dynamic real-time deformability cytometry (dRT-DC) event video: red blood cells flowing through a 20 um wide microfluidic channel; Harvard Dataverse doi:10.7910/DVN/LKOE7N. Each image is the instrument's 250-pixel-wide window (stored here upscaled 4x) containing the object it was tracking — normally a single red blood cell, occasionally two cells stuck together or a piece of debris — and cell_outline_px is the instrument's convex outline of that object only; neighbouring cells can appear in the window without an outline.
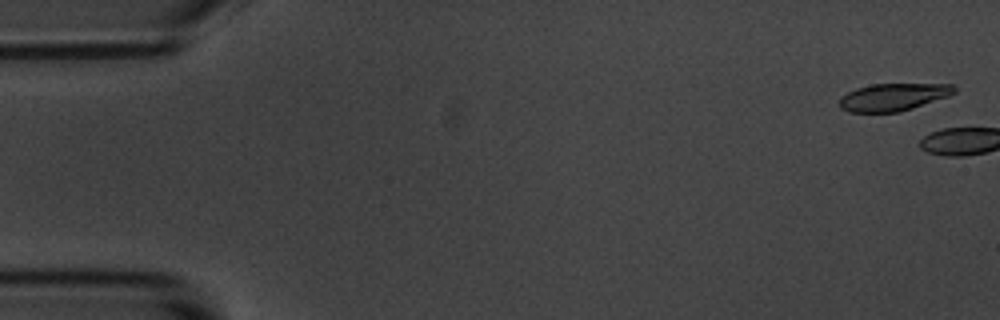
{"species": "common noctule bat (a hibernating species)", "species_latin": "Nyctalus noctula", "temperature_condition": "room temperature", "stored_images_in_passage": 6, "camera_frame_rate_fps": 3000, "um_per_image_px": 0.085, "animal": {"sex": "male", "body_mass_g": 20.1, "forearm_length_mm": 53.5}, "frame": {"image": 1, "passage_image": 1, "time_ms": 0.0, "image_size_px": [1000, 320], "cell_outline_px": [[956, 92], [948, 96], [900, 112], [848, 112], [840, 108], [840, 100], [848, 92], [856, 88], [872, 84], [952, 84], [956, 88]], "centroid_in_image_um": [75.93, 8.25], "position_along_channel_um": 9.1, "area_um2": 18.21}}
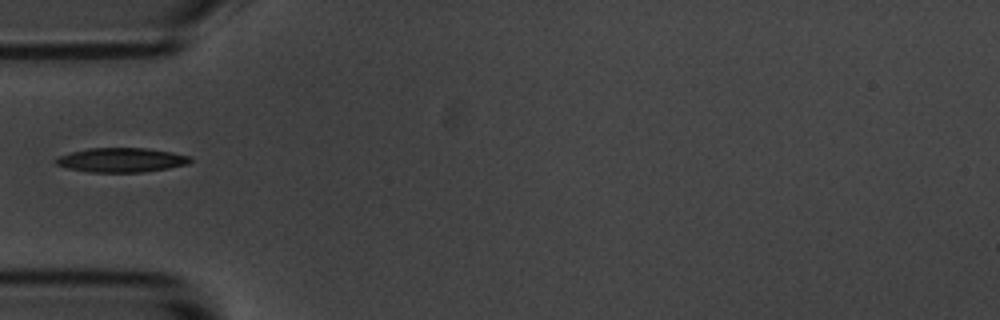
{"frame": {"image": 2, "passage_image": 6, "time_ms": 6.667, "image_size_px": [1000, 320], "cell_outline_px": [[192, 160], [188, 164], [168, 168], [144, 172], [88, 172], [68, 168], [52, 164], [52, 160], [60, 156], [72, 152], [88, 148], [144, 148], [172, 152], [192, 156]], "centroid_in_image_um": [10.3, 13.6], "position_along_channel_um": 74.7, "area_um2": 19.19}}